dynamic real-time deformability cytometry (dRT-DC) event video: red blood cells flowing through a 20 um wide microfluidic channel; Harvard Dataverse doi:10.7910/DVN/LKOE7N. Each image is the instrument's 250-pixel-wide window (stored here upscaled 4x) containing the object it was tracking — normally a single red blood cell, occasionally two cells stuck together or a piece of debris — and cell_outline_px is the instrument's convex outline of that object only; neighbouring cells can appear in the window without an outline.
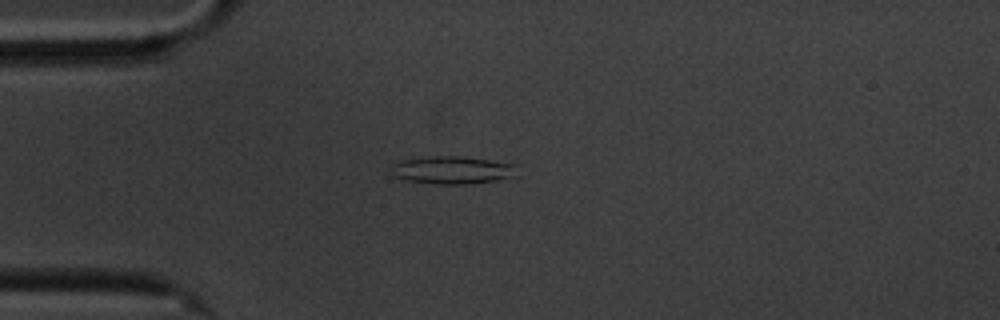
{"species": "common noctule bat (a hibernating species)", "species_latin": "Nyctalus noctula", "temperature_condition": "cold", "stored_images_in_passage": 5, "camera_frame_rate_fps": 3000, "um_per_image_px": 0.085, "animal": {"sex": "male", "body_mass_g": 20.1, "forearm_length_mm": 53.5}, "frame": {"image": 1, "passage_image": 2, "time_ms": 1.333, "image_size_px": [1000, 320], "cell_outline_px": [[512, 176], [496, 180], [472, 184], [436, 184], [408, 180], [392, 176], [392, 164], [400, 160], [432, 156], [460, 156], [488, 160], [512, 164]], "centroid_in_image_um": [38.33, 14.46], "position_along_channel_um": 46.7, "area_um2": 19.88}}
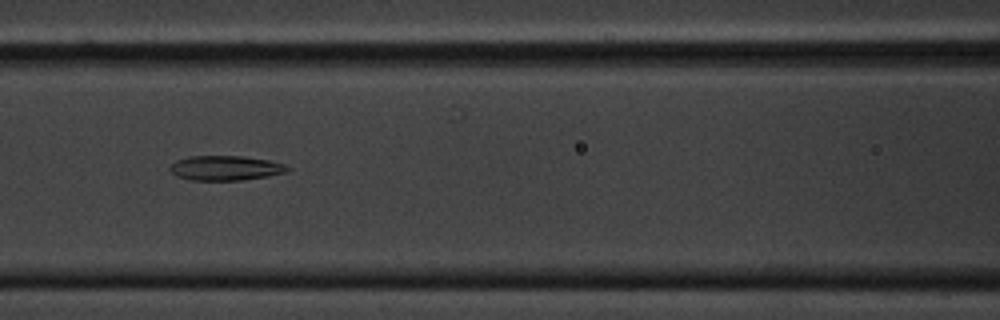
{"frame": {"image": 2, "passage_image": 5, "time_ms": 4.667, "image_size_px": [1000, 320], "cell_outline_px": [[292, 168], [284, 172], [268, 176], [240, 180], [188, 180], [176, 176], [168, 168], [176, 160], [188, 156], [244, 156], [268, 160], [284, 164]], "centroid_in_image_um": [19.13, 14.28], "position_along_channel_um": 147.5, "area_um2": 16.94}}